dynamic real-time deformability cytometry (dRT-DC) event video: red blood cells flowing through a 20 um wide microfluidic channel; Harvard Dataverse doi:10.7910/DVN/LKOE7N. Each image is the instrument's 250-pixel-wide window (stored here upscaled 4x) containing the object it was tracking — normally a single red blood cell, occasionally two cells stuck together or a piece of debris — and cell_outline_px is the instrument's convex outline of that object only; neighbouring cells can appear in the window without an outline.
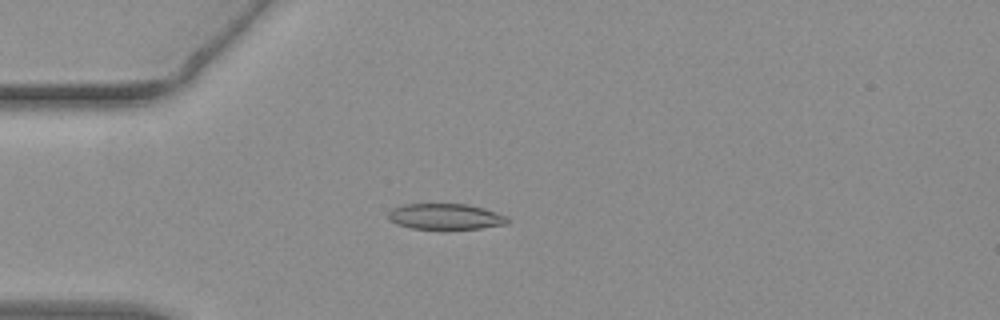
{"species": "common noctule bat (a hibernating species)", "species_latin": "Nyctalus noctula", "temperature_condition": "warm", "stored_images_in_passage": 53, "camera_frame_rate_fps": 3000, "um_per_image_px": 0.085, "animal": {"sex": "female", "body_mass_g": 19.3, "forearm_length_mm": 54.1}, "frame": {"image": 1, "passage_image": 14, "time_ms": 4.333, "image_size_px": [1000, 320], "cell_outline_px": [[512, 220], [508, 224], [480, 228], [448, 232], [412, 228], [396, 224], [388, 216], [388, 212], [392, 208], [404, 204], [468, 204], [484, 208], [508, 216]], "centroid_in_image_um": [37.92, 18.45], "position_along_channel_um": 47.1, "area_um2": 18.84}}
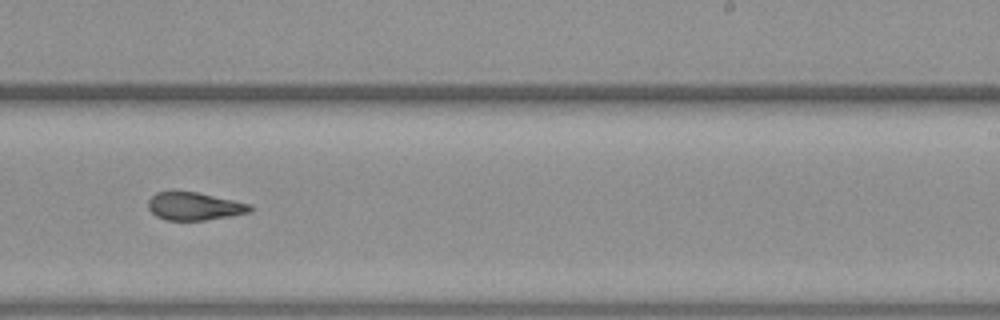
{"frame": {"image": 2, "passage_image": 33, "time_ms": 10.667, "image_size_px": [1000, 320], "cell_outline_px": [[252, 212], [204, 220], [164, 220], [156, 216], [148, 208], [148, 200], [156, 192], [168, 188], [172, 188], [196, 192], [252, 204]], "centroid_in_image_um": [16.46, 17.49], "position_along_channel_um": 272.5, "area_um2": 17.05}}
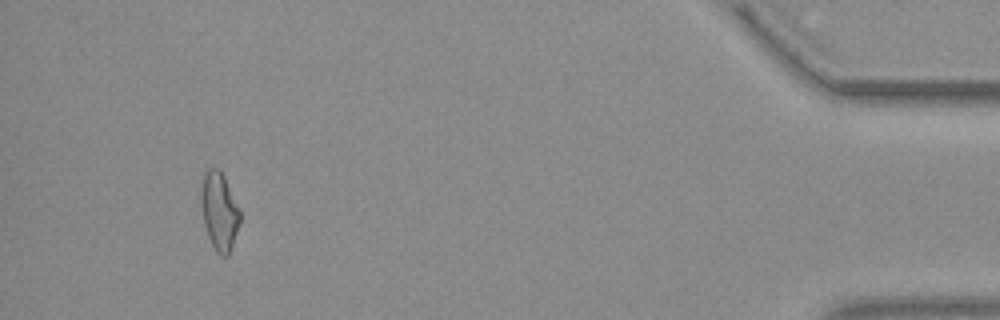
{"frame": {"image": 3, "passage_image": 50, "time_ms": 16.333, "image_size_px": [1000, 320], "cell_outline_px": [[240, 224], [228, 256], [220, 256], [216, 252], [208, 236], [204, 224], [200, 204], [200, 192], [204, 172], [208, 168], [220, 168], [240, 208]], "centroid_in_image_um": [18.64, 17.93], "position_along_channel_um": 416.6, "area_um2": 17.98}, "authors_computed_cell_mechanics": {"area_um2": 17.5134, "velocity_mm_per_s": 3.8156, "shape_relaxation_time_tau1_ms": null, "shape_relaxation_time_tau2_ms": 2.9573, "deformation_change_tau1": null, "deformation_change_tau2": 0.0944}}